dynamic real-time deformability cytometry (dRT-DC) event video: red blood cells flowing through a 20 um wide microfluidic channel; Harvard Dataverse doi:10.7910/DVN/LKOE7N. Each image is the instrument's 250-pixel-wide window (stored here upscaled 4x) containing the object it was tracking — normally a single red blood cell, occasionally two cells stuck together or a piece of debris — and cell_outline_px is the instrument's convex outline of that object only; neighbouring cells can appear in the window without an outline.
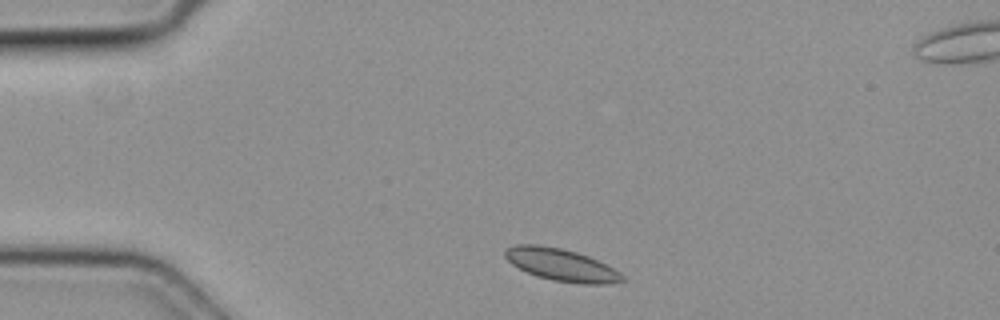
{"species": "common noctule bat (a hibernating species)", "species_latin": "Nyctalus noctula", "temperature_condition": "cold", "stored_images_in_passage": 3, "camera_frame_rate_fps": 3000, "um_per_image_px": 0.085, "animal": {"sex": "female", "body_mass_g": 19.3, "forearm_length_mm": 54.1}, "frame": {"image": 1, "passage_image": 1, "time_ms": 0.0, "image_size_px": [1000, 320], "cell_outline_px": [[624, 280], [612, 284], [580, 284], [552, 280], [536, 276], [512, 264], [504, 256], [504, 248], [516, 244], [540, 244], [560, 248], [576, 252], [588, 256], [620, 272], [624, 276]], "centroid_in_image_um": [47.68, 22.51], "position_along_channel_um": 37.3, "area_um2": 22.08}}